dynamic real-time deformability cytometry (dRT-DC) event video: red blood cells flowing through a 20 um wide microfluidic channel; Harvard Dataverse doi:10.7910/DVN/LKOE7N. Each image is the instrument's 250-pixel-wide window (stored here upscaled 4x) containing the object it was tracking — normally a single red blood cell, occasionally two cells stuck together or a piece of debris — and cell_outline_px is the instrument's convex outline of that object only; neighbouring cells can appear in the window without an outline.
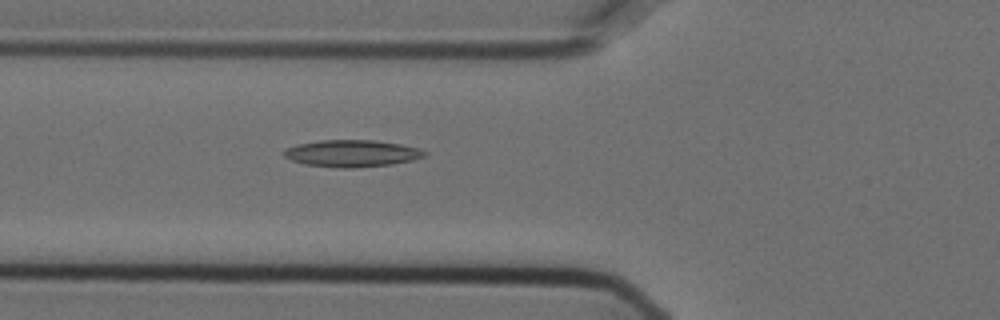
{"species": "Egyptian fruit bat (a non-hibernating species)", "species_latin": "Rousettus aegyptiacus", "temperature_condition": "cold", "stored_images_in_passage": 56, "camera_frame_rate_fps": 3000, "um_per_image_px": 0.085, "animal": {"sex": "female"}, "frame": {"image": 1, "passage_image": 21, "time_ms": 6.667, "image_size_px": [1000, 320], "cell_outline_px": [[428, 156], [412, 160], [392, 164], [352, 168], [340, 168], [304, 164], [292, 160], [284, 156], [284, 148], [296, 144], [320, 140], [372, 140], [400, 144], [416, 148], [428, 152]], "centroid_in_image_um": [29.9, 13.04], "position_along_channel_um": 95.9, "area_um2": 22.08}}
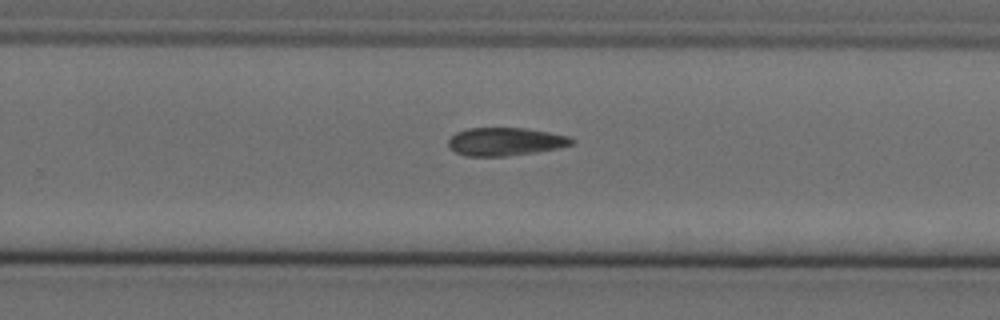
{"frame": {"image": 2, "passage_image": 37, "time_ms": 12.0, "image_size_px": [1000, 320], "cell_outline_px": [[576, 140], [572, 144], [560, 148], [536, 152], [508, 156], [464, 156], [448, 148], [448, 140], [456, 132], [468, 128], [524, 128], [548, 132], [568, 136]], "centroid_in_image_um": [42.94, 12.04], "position_along_channel_um": 286.9, "area_um2": 20.29}}
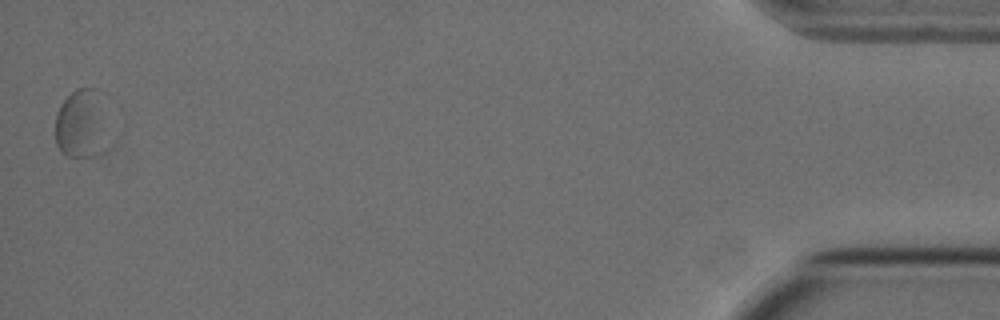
{"frame": {"image": 3, "passage_image": 56, "time_ms": 18.333, "image_size_px": [1000, 320], "cell_outline_px": [[120, 136], [112, 148], [96, 156], [68, 156], [60, 152], [56, 144], [56, 112], [60, 104], [76, 88], [88, 88]], "centroid_in_image_um": [7.1, 10.72], "position_along_channel_um": 428.1, "area_um2": 22.77}}